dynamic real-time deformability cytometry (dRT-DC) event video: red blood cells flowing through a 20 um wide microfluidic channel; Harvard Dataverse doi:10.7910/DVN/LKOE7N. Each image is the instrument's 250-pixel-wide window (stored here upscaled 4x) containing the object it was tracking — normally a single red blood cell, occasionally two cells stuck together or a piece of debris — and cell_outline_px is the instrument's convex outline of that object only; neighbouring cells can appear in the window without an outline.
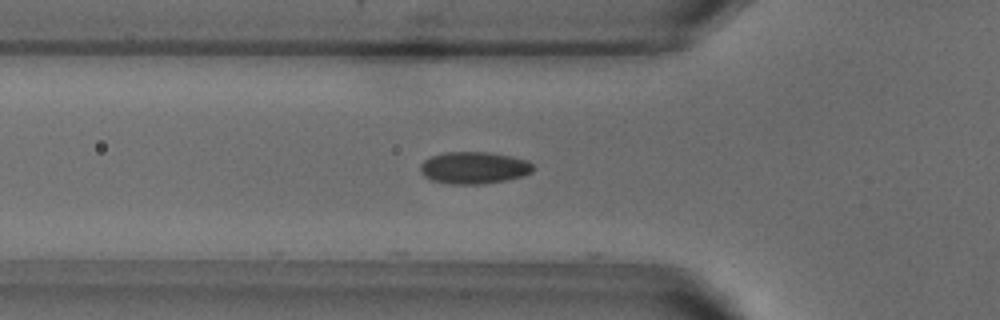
{"species": "common noctule bat (a hibernating species)", "species_latin": "Nyctalus noctula", "temperature_condition": "warm", "stored_images_in_passage": 3, "camera_frame_rate_fps": 3000, "um_per_image_px": 0.085, "animal": {"sex": "male", "body_mass_g": 18.8}, "frame": {"image": 1, "passage_image": 3, "time_ms": 0.667, "image_size_px": [1000, 320], "cell_outline_px": [[536, 168], [532, 172], [524, 176], [508, 180], [484, 184], [448, 184], [428, 180], [420, 172], [420, 164], [424, 160], [432, 156], [448, 152], [488, 152], [512, 156], [528, 160]], "centroid_in_image_um": [40.31, 14.27], "position_along_channel_um": 85.5, "area_um2": 21.44}}